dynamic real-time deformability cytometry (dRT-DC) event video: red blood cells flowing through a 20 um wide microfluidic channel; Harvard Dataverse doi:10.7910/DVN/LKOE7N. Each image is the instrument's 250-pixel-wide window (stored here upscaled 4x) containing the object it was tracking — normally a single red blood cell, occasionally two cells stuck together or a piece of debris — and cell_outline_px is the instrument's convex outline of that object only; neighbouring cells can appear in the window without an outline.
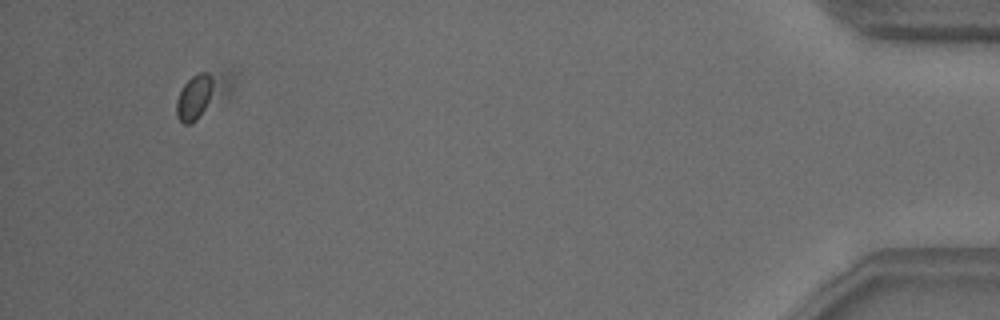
{"species": "common noctule bat (a hibernating species)", "species_latin": "Nyctalus noctula", "temperature_condition": "warm", "stored_images_in_passage": 56, "camera_frame_rate_fps": 3000, "um_per_image_px": 0.085, "animal": {"sex": "male", "body_mass_g": 18.8}, "frame": {"image": 1, "passage_image": 52, "time_ms": 17.0, "image_size_px": [1000, 320], "cell_outline_px": [[232, 88], [228, 96], [196, 120], [188, 124], [184, 124], [176, 116], [176, 100], [184, 84], [192, 76], [200, 72], [232, 72]], "centroid_in_image_um": [17.2, 8.05], "position_along_channel_um": 418.0, "area_um2": 14.33}}